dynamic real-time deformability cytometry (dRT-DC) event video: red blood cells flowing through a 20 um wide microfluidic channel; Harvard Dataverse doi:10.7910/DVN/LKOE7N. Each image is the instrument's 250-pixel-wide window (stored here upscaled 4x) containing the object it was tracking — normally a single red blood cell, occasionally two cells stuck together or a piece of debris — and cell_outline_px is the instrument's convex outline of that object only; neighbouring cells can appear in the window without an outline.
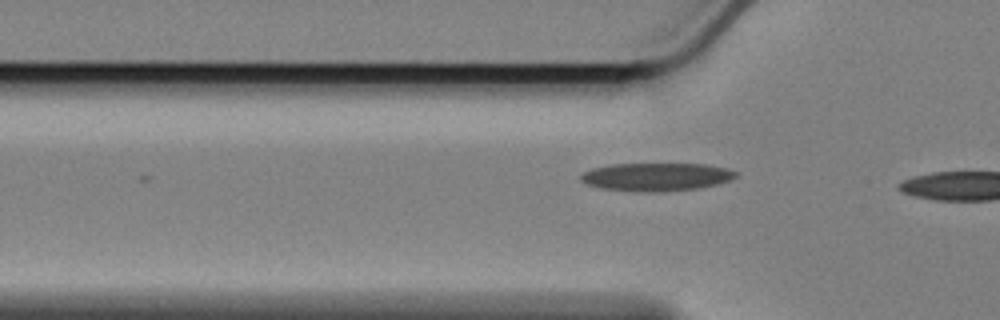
{"species": "Egyptian fruit bat (a non-hibernating species)", "species_latin": "Rousettus aegyptiacus", "temperature_condition": "cold", "stored_images_in_passage": 8, "camera_frame_rate_fps": 3000, "um_per_image_px": 0.085, "animal": {"sex": "female"}, "frame": {"image": 1, "passage_image": 5, "time_ms": 1.333, "image_size_px": [1000, 320], "cell_outline_px": [[740, 172], [732, 180], [700, 188], [656, 192], [644, 192], [600, 188], [588, 184], [580, 180], [580, 176], [584, 172], [592, 168], [612, 164], [704, 164], [728, 168]], "centroid_in_image_um": [55.83, 15.03], "position_along_channel_um": 70.0, "area_um2": 25.43}}